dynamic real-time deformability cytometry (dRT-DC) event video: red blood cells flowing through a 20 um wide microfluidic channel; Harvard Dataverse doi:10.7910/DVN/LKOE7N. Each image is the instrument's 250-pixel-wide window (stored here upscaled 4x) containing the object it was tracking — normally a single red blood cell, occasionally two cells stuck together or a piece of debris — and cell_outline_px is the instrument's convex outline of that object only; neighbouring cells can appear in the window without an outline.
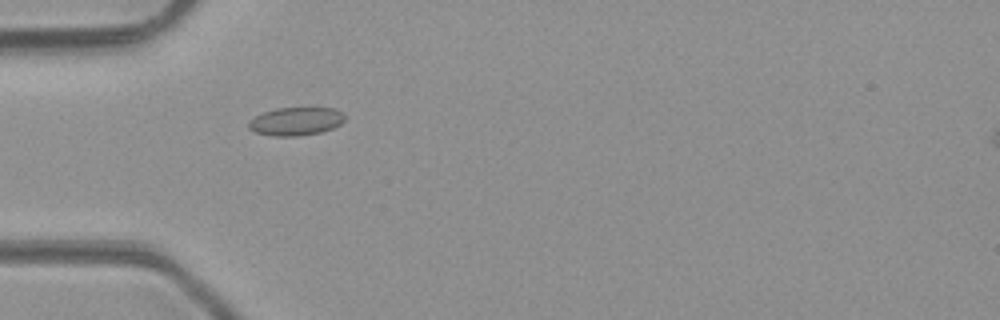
{"species": "common noctule bat (a hibernating species)", "species_latin": "Nyctalus noctula", "temperature_condition": "room temperature", "stored_images_in_passage": 2, "camera_frame_rate_fps": 3000, "um_per_image_px": 0.085, "animal": {"sex": "male", "body_mass_g": 23.1, "forearm_length_mm": 52.7}, "frame": {"image": 1, "passage_image": 1, "time_ms": 0.0, "image_size_px": [1000, 320], "cell_outline_px": [[344, 120], [340, 124], [332, 128], [320, 132], [300, 136], [276, 136], [256, 132], [248, 128], [248, 120], [264, 112], [276, 108], [336, 108], [344, 112]], "centroid_in_image_um": [25.16, 10.3], "position_along_channel_um": 59.8, "area_um2": 15.78}}
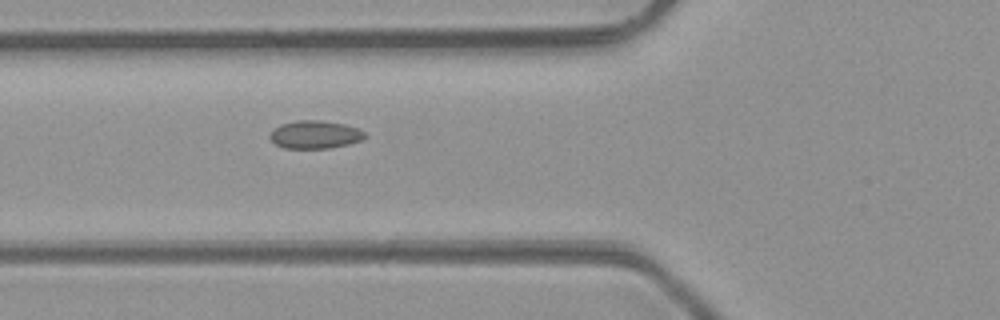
{"frame": {"image": 2, "passage_image": 2, "time_ms": 1.0, "image_size_px": [1000, 320], "cell_outline_px": [[368, 136], [364, 140], [348, 144], [328, 148], [284, 148], [276, 144], [268, 136], [280, 124], [296, 120], [320, 120], [344, 124], [356, 128], [364, 132]], "centroid_in_image_um": [26.8, 11.44], "position_along_channel_um": 99.0, "area_um2": 15.43}}